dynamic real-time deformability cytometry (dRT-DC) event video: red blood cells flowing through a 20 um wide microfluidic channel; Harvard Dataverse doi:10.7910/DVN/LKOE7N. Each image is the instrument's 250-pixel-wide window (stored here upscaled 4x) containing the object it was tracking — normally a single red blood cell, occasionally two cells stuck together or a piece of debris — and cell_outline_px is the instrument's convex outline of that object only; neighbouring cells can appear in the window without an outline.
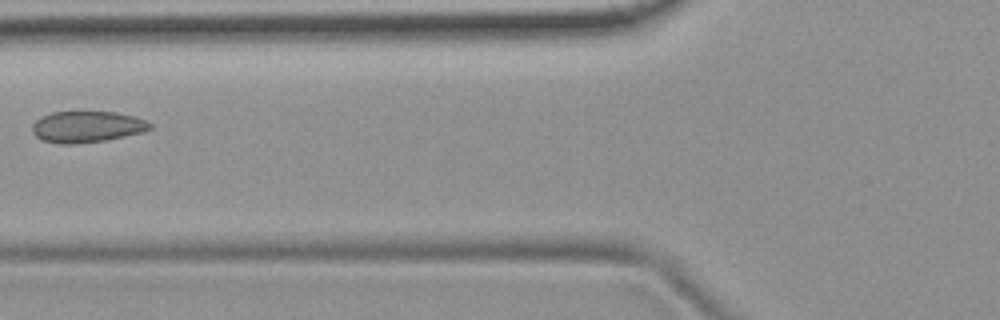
{"species": "common noctule bat (a hibernating species)", "species_latin": "Nyctalus noctula", "temperature_condition": "room temperature", "stored_images_in_passage": 3, "camera_frame_rate_fps": 3000, "um_per_image_px": 0.085, "animal": {"sex": "female", "body_mass_g": 19.9}, "frame": {"image": 1, "passage_image": 2, "time_ms": 1.333, "image_size_px": [1000, 320], "cell_outline_px": [[152, 128], [144, 132], [104, 140], [72, 144], [60, 144], [40, 140], [32, 132], [32, 124], [40, 116], [52, 112], [116, 112], [132, 116], [144, 120], [152, 124]], "centroid_in_image_um": [7.35, 10.78], "position_along_channel_um": 118.5, "area_um2": 21.44}}
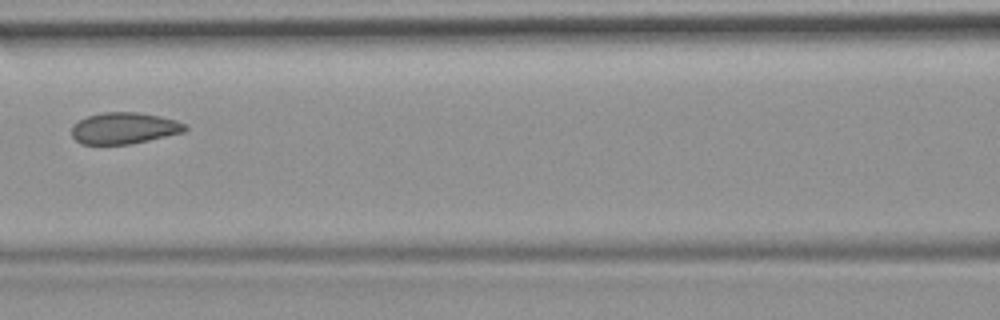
{"frame": {"image": 2, "passage_image": 3, "time_ms": 2.333, "image_size_px": [1000, 320], "cell_outline_px": [[188, 128], [184, 132], [132, 144], [80, 144], [72, 136], [72, 124], [88, 116], [100, 112], [140, 112], [160, 116], [176, 120], [188, 124]], "centroid_in_image_um": [10.57, 10.89], "position_along_channel_um": 156.0, "area_um2": 20.98}}